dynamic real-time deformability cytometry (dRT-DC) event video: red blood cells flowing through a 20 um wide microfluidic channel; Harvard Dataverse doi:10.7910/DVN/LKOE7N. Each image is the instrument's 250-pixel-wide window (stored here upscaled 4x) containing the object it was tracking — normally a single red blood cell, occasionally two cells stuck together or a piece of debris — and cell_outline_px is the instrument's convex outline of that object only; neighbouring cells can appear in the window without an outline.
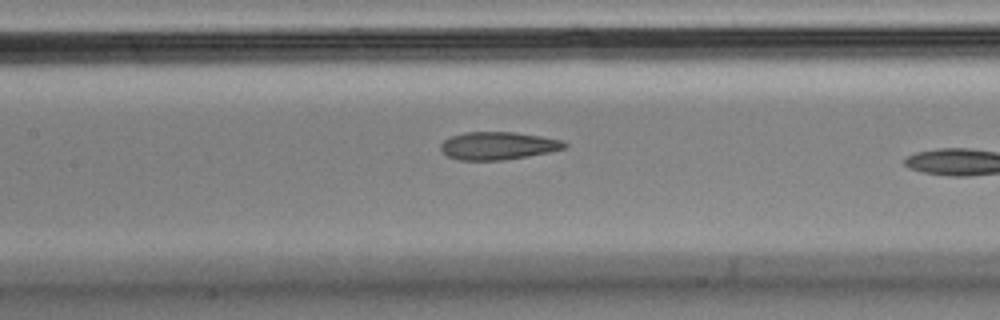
{"species": "Egyptian fruit bat (a non-hibernating species)", "species_latin": "Rousettus aegyptiacus", "temperature_condition": "cold", "stored_images_in_passage": 37, "camera_frame_rate_fps": 3000, "um_per_image_px": 0.085, "animal": {"sex": "male"}, "frame": {"image": 1, "passage_image": 22, "time_ms": 7.0, "image_size_px": [1000, 320], "cell_outline_px": [[568, 148], [528, 156], [504, 160], [460, 160], [448, 156], [440, 148], [440, 144], [444, 140], [452, 136], [464, 132], [512, 132], [540, 136], [564, 140], [568, 144]], "centroid_in_image_um": [42.36, 12.39], "position_along_channel_um": 165.0, "area_um2": 20.06}}